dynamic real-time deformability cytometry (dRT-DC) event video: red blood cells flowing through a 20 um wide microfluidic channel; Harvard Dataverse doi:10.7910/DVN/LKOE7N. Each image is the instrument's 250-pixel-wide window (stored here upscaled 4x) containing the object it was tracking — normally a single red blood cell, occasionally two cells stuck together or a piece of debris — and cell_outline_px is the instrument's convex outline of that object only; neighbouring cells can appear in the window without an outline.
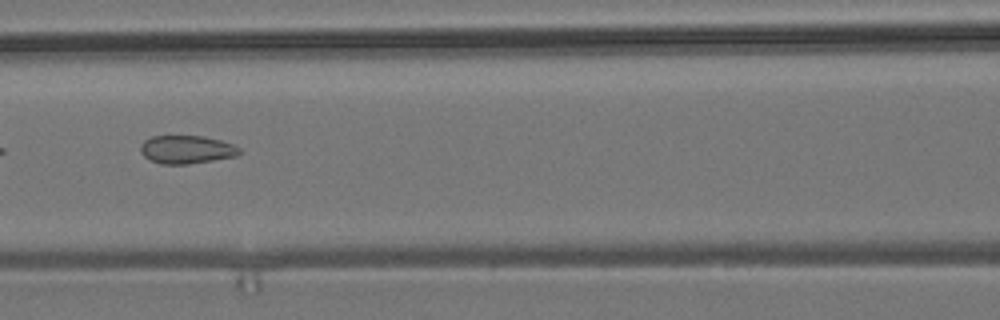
{"species": "common noctule bat (a hibernating species)", "species_latin": "Nyctalus noctula", "temperature_condition": "room temperature", "stored_images_in_passage": 8, "camera_frame_rate_fps": 3000, "um_per_image_px": 0.085, "animal": {"sex": "male", "body_mass_g": 19.2, "forearm_length_mm": 51.8}, "frame": {"image": 1, "passage_image": 7, "time_ms": 7.0, "image_size_px": [1000, 320], "cell_outline_px": [[240, 152], [236, 156], [188, 164], [160, 164], [144, 156], [140, 152], [140, 144], [144, 140], [152, 136], [204, 136], [220, 140], [232, 144], [240, 148]], "centroid_in_image_um": [15.83, 12.7], "position_along_channel_um": 150.8, "area_um2": 16.18}}
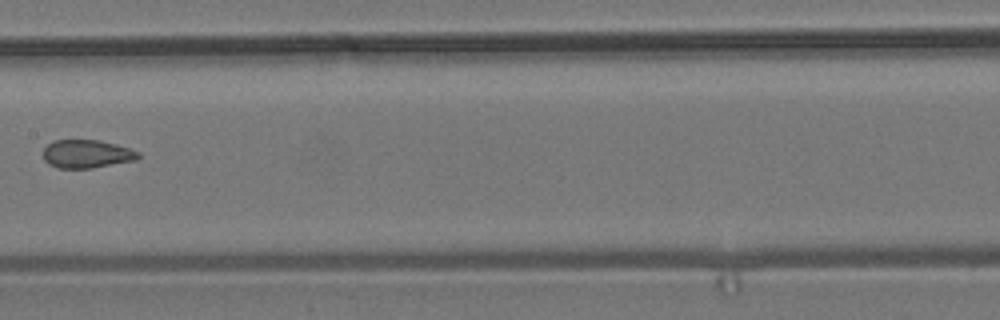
{"frame": {"image": 2, "passage_image": 8, "time_ms": 8.333, "image_size_px": [1000, 320], "cell_outline_px": [[140, 156], [136, 160], [92, 168], [60, 168], [48, 164], [44, 160], [44, 148], [52, 140], [100, 140], [116, 144], [140, 152]], "centroid_in_image_um": [7.37, 13.08], "position_along_channel_um": 200.0, "area_um2": 15.66}}